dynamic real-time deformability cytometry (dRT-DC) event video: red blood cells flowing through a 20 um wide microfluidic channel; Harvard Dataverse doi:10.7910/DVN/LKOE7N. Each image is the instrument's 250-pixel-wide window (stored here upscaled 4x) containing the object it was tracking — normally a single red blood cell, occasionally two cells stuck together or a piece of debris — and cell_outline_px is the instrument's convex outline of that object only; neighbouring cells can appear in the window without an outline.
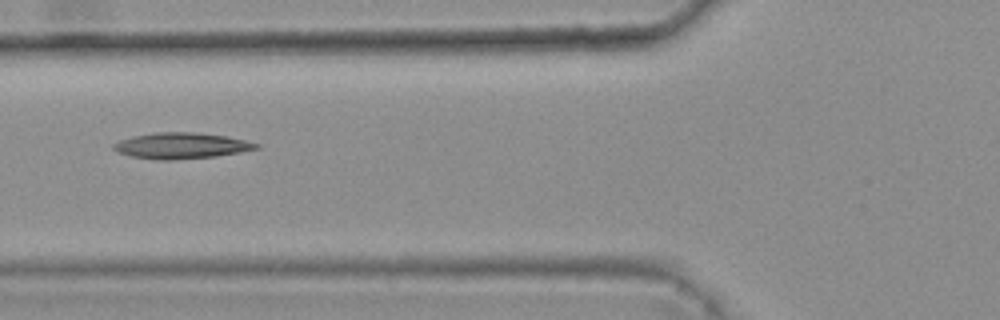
{"species": "common noctule bat (a hibernating species)", "species_latin": "Nyctalus noctula", "temperature_condition": "warm", "stored_images_in_passage": 32, "camera_frame_rate_fps": 3000, "um_per_image_px": 0.085, "animal": {"sex": "female", "body_mass_g": 25.1}, "frame": {"image": 1, "passage_image": 5, "time_ms": 1.333, "image_size_px": [1000, 320], "cell_outline_px": [[260, 148], [240, 152], [216, 156], [172, 160], [160, 160], [132, 156], [120, 152], [112, 148], [112, 144], [120, 140], [132, 136], [156, 132], [196, 132], [228, 136], [260, 144]], "centroid_in_image_um": [15.43, 12.37], "position_along_channel_um": 110.4, "area_um2": 21.56}, "authors_computed_cell_mechanics": {"area_um2": 20.23, "velocity_mm_per_s": 3.7936, "shape_relaxation_time_tau1_ms": null, "shape_relaxation_time_tau2_ms": 9.7347, "deformation_change_tau1": null, "deformation_change_tau2": 0.2392}}